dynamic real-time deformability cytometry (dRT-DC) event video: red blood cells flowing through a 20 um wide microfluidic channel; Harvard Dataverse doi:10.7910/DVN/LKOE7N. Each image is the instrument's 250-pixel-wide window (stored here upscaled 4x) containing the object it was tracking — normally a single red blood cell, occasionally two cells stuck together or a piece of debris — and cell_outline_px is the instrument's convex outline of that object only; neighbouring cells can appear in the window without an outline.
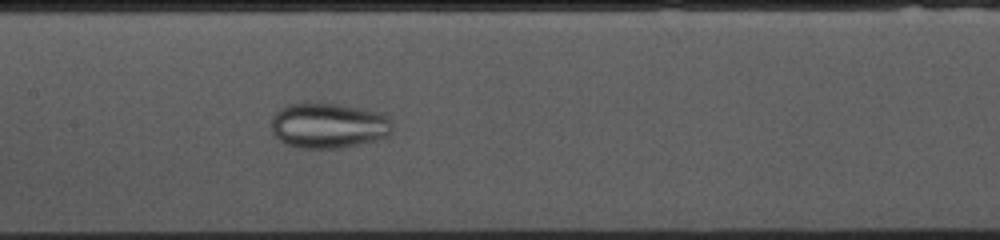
{"species": "common noctule bat (a hibernating species)", "species_latin": "Nyctalus noctula", "temperature_condition": "cold", "stored_images_in_passage": 53, "camera_frame_rate_fps": 3000, "um_per_image_px": 0.085, "animal": {"sex": "female", "body_mass_g": 10.0, "forearm_length_mm": 53.1}, "frame": {"image": 1, "passage_image": 24, "time_ms": 7.667, "image_size_px": [1000, 240], "cell_outline_px": [[392, 124], [388, 136], [376, 140], [340, 148], [300, 148], [288, 144], [280, 140], [272, 132], [272, 116], [280, 108], [288, 104], [344, 104], [364, 108], [380, 112], [388, 116]], "centroid_in_image_um": [27.94, 10.67], "position_along_channel_um": 179.5, "area_um2": 31.91}}
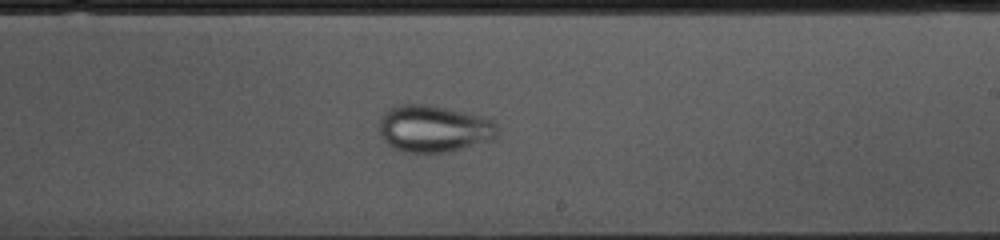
{"frame": {"image": 2, "passage_image": 30, "time_ms": 9.667, "image_size_px": [1000, 240], "cell_outline_px": [[500, 128], [496, 136], [492, 140], [448, 152], [404, 152], [388, 144], [380, 136], [380, 120], [384, 112], [388, 108], [400, 104], [424, 104], [448, 108], [484, 116], [492, 120]], "centroid_in_image_um": [36.9, 10.92], "position_along_channel_um": 252.1, "area_um2": 32.48}}
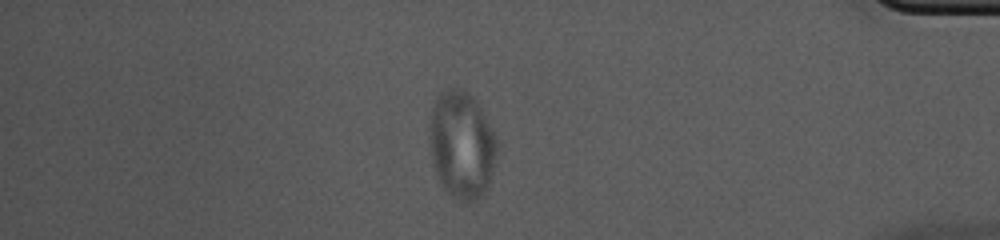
{"frame": {"image": 3, "passage_image": 45, "time_ms": 14.667, "image_size_px": [1000, 240], "cell_outline_px": [[496, 156], [488, 184], [484, 192], [476, 200], [468, 204], [456, 200], [444, 188], [432, 164], [428, 136], [428, 128], [432, 108], [440, 92], [448, 88], [456, 88], [468, 92], [480, 104], [496, 140]], "centroid_in_image_um": [39.21, 12.31], "position_along_channel_um": 396.0, "area_um2": 42.31}}